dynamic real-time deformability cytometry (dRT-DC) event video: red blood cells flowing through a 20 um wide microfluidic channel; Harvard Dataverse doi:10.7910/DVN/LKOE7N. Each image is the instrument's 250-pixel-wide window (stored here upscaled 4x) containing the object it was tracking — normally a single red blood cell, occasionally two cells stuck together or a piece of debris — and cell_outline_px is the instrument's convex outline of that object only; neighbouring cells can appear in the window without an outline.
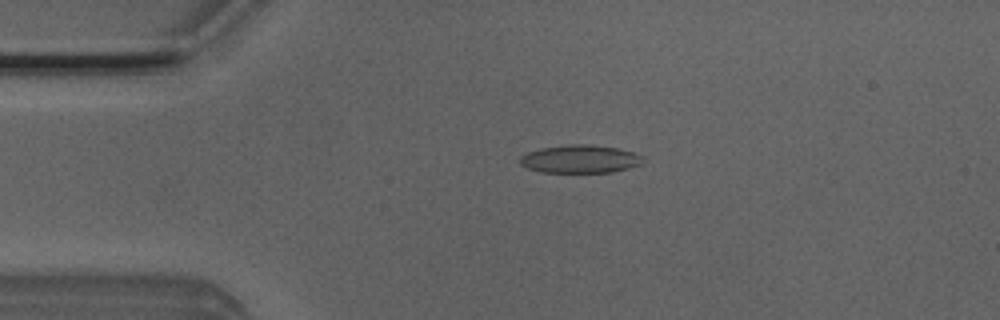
{"species": "Egyptian fruit bat (a non-hibernating species)", "species_latin": "Rousettus aegyptiacus", "temperature_condition": "room temperature", "stored_images_in_passage": 51, "camera_frame_rate_fps": 3000, "um_per_image_px": 0.085, "animal": {"sex": "male"}, "frame": {"image": 1, "passage_image": 11, "time_ms": 3.333, "image_size_px": [1000, 320], "cell_outline_px": [[644, 156], [640, 164], [628, 168], [612, 172], [544, 172], [528, 168], [520, 164], [520, 156], [528, 152], [540, 148], [568, 144], [588, 144], [616, 148], [632, 152]], "centroid_in_image_um": [49.29, 13.51], "position_along_channel_um": 35.7, "area_um2": 19.94}}
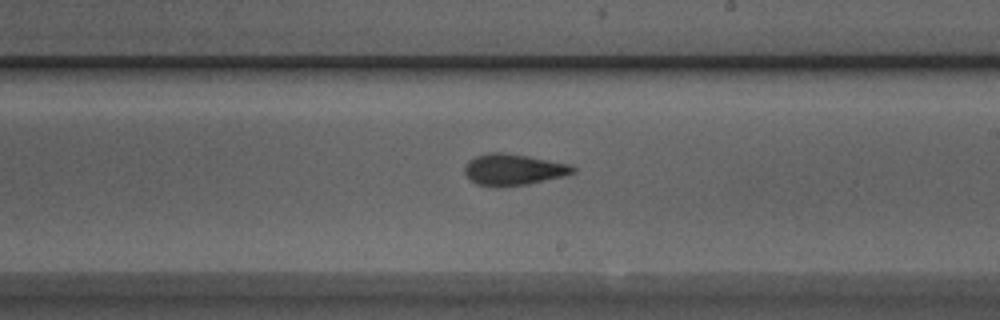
{"frame": {"image": 2, "passage_image": 29, "time_ms": 9.333, "image_size_px": [1000, 320], "cell_outline_px": [[576, 172], [564, 176], [528, 184], [496, 188], [476, 184], [464, 172], [464, 164], [468, 160], [476, 156], [488, 152], [504, 152], [528, 156], [568, 164], [576, 168]], "centroid_in_image_um": [43.6, 14.42], "position_along_channel_um": 245.4, "area_um2": 19.94}}
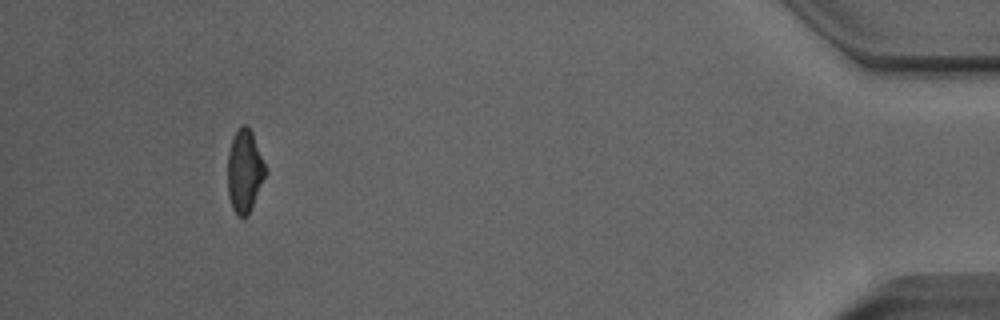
{"frame": {"image": 3, "passage_image": 47, "time_ms": 15.333, "image_size_px": [1000, 320], "cell_outline_px": [[268, 172], [252, 208], [248, 216], [244, 220], [236, 216], [232, 208], [228, 196], [228, 152], [236, 128], [240, 124], [248, 124], [252, 132], [268, 168]], "centroid_in_image_um": [20.81, 14.56], "position_along_channel_um": 414.4, "area_um2": 19.02}, "authors_computed_cell_mechanics": {"area_um2": 19.5942, "velocity_mm_per_s": 4.0283, "shape_relaxation_time_tau1_ms": null, "shape_relaxation_time_tau2_ms": 2.2432, "deformation_change_tau1": null, "deformation_change_tau2": 0.1146}}